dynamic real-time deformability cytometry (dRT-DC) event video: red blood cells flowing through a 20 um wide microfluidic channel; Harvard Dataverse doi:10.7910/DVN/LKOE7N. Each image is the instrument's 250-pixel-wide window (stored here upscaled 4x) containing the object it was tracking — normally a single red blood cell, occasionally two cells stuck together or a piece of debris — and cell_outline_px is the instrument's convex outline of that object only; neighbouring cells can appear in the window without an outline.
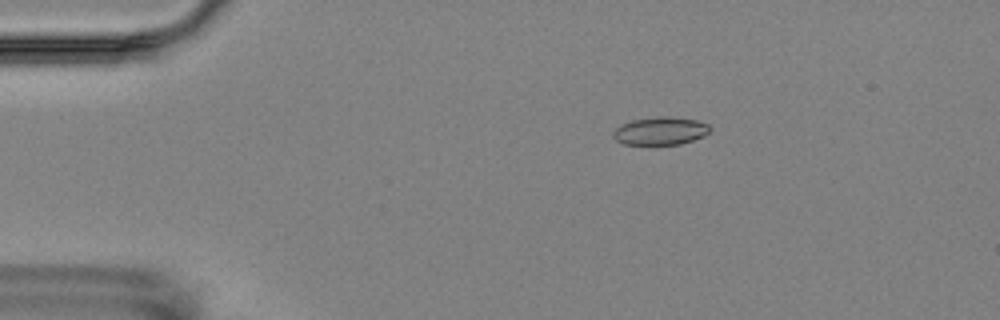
{"species": "Egyptian fruit bat (a non-hibernating species)", "species_latin": "Rousettus aegyptiacus", "temperature_condition": "room temperature", "stored_images_in_passage": 3, "camera_frame_rate_fps": 3000, "um_per_image_px": 0.085, "animal": {"sex": "female"}, "frame": {"image": 1, "passage_image": 3, "time_ms": 3.0, "image_size_px": [1000, 320], "cell_outline_px": [[712, 128], [704, 136], [680, 144], [624, 144], [616, 140], [612, 136], [612, 132], [620, 124], [632, 120], [656, 116], [668, 116], [696, 120], [708, 124]], "centroid_in_image_um": [56.12, 11.12], "position_along_channel_um": 28.9, "area_um2": 15.78}}